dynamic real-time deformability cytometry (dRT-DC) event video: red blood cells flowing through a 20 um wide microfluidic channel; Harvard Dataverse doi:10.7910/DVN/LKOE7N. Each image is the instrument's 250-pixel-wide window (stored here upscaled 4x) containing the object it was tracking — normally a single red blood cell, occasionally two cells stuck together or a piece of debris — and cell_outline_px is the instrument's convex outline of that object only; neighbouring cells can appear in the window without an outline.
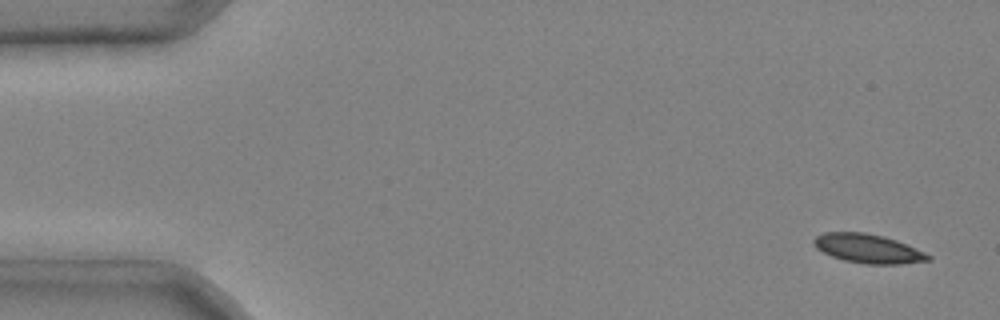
{"species": "common noctule bat (a hibernating species)", "species_latin": "Nyctalus noctula", "temperature_condition": "cold", "stored_images_in_passage": 4, "camera_frame_rate_fps": 3000, "um_per_image_px": 0.085, "animal": {"sex": "male", "body_mass_g": 20.4}, "frame": {"image": 1, "passage_image": 1, "time_ms": 0.0, "image_size_px": [1000, 320], "cell_outline_px": [[932, 260], [900, 264], [864, 264], [844, 260], [832, 256], [816, 248], [812, 244], [812, 240], [816, 236], [824, 232], [864, 232], [884, 236], [896, 240], [924, 252], [932, 256]], "centroid_in_image_um": [73.77, 21.13], "position_along_channel_um": 11.2, "area_um2": 19.36}}
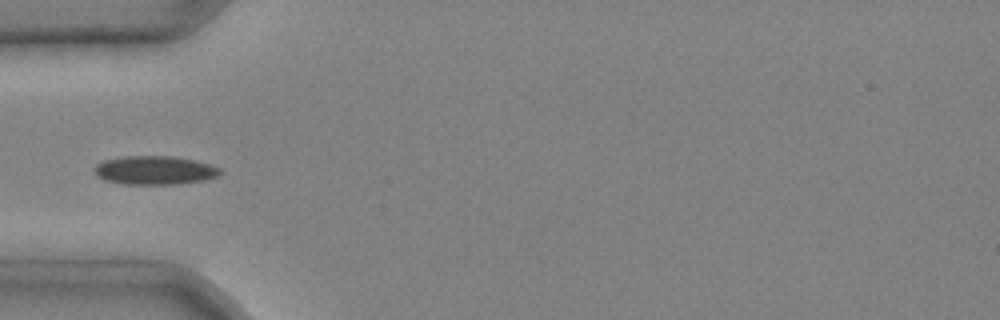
{"frame": {"image": 2, "passage_image": 4, "time_ms": 1.0, "image_size_px": [1000, 320], "cell_outline_px": [[224, 172], [216, 176], [204, 180], [176, 184], [124, 184], [104, 180], [96, 176], [92, 168], [96, 164], [104, 160], [124, 156], [172, 156], [192, 160], [208, 164], [220, 168]], "centroid_in_image_um": [13.1, 14.47], "position_along_channel_um": 71.9, "area_um2": 21.04}}